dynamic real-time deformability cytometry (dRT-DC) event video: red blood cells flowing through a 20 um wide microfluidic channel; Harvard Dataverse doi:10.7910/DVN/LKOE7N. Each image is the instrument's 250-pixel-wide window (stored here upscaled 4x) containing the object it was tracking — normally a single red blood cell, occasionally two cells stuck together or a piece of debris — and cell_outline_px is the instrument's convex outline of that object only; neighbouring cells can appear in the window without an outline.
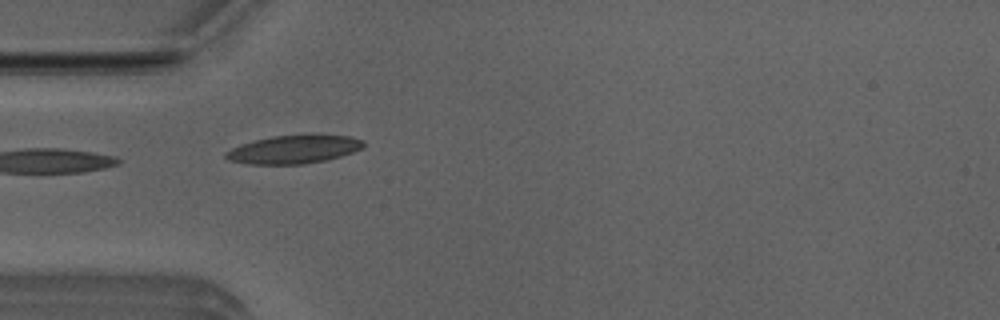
{"species": "Egyptian fruit bat (a non-hibernating species)", "species_latin": "Rousettus aegyptiacus", "temperature_condition": "room temperature", "stored_images_in_passage": 8, "camera_frame_rate_fps": 3000, "um_per_image_px": 0.085, "animal": {"sex": "male"}, "frame": {"image": 1, "passage_image": 4, "time_ms": 1.0, "image_size_px": [1000, 320], "cell_outline_px": [[364, 148], [340, 156], [324, 160], [304, 164], [248, 164], [228, 160], [224, 156], [224, 152], [240, 144], [272, 136], [312, 132], [320, 132], [348, 136], [364, 140]], "centroid_in_image_um": [25.01, 12.65], "position_along_channel_um": 60.0, "area_um2": 23.47}}
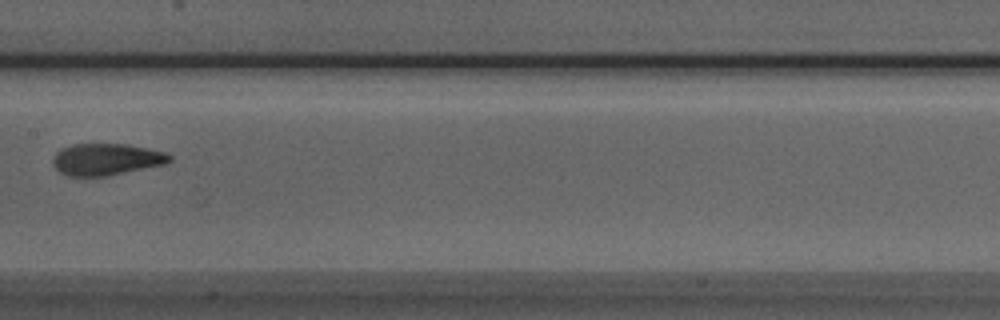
{"frame": {"image": 2, "passage_image": 7, "time_ms": 2.0, "image_size_px": [1000, 320], "cell_outline_px": [[172, 160], [164, 164], [108, 176], [68, 176], [60, 172], [52, 164], [52, 160], [56, 152], [60, 148], [72, 144], [124, 144], [148, 148], [164, 152], [172, 156]], "centroid_in_image_um": [9.01, 13.54], "position_along_channel_um": 198.4, "area_um2": 21.62}}
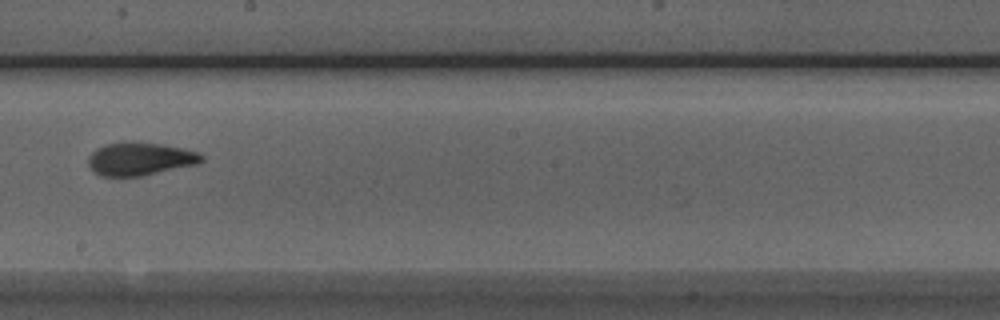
{"frame": {"image": 3, "passage_image": 8, "time_ms": 2.333, "image_size_px": [1000, 320], "cell_outline_px": [[204, 160], [200, 164], [140, 176], [100, 176], [88, 164], [88, 156], [96, 148], [104, 144], [128, 140], [160, 144], [184, 148], [200, 152], [204, 156]], "centroid_in_image_um": [11.94, 13.48], "position_along_channel_um": 236.3, "area_um2": 22.2}}